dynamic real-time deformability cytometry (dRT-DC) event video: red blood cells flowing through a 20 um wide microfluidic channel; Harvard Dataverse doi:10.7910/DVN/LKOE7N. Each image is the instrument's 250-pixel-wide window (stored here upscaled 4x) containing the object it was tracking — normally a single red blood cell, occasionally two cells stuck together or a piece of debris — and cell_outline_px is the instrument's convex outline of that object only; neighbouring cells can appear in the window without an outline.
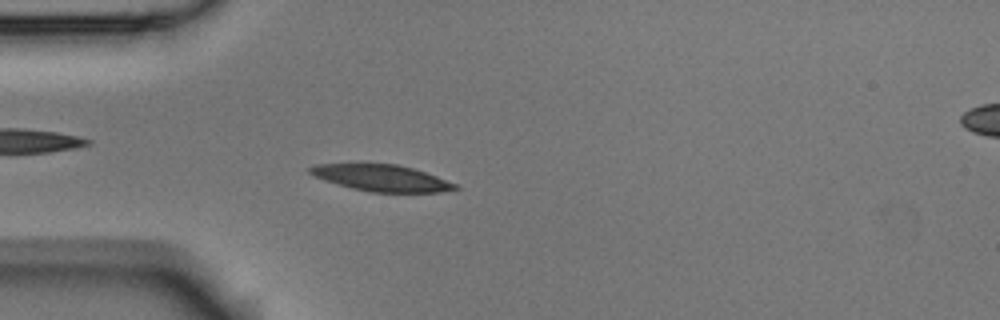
{"species": "Egyptian fruit bat (a non-hibernating species)", "species_latin": "Rousettus aegyptiacus", "temperature_condition": "room temperature", "stored_images_in_passage": 50, "camera_frame_rate_fps": 3000, "um_per_image_px": 0.085, "animal": {"sex": "male"}, "frame": {"image": 1, "passage_image": 11, "time_ms": 3.333, "image_size_px": [1000, 320], "cell_outline_px": [[460, 188], [440, 192], [368, 192], [352, 188], [324, 180], [312, 176], [308, 172], [308, 168], [316, 164], [396, 164], [412, 168], [436, 176], [456, 184]], "centroid_in_image_um": [32.39, 15.13], "position_along_channel_um": 52.6, "area_um2": 22.2}}
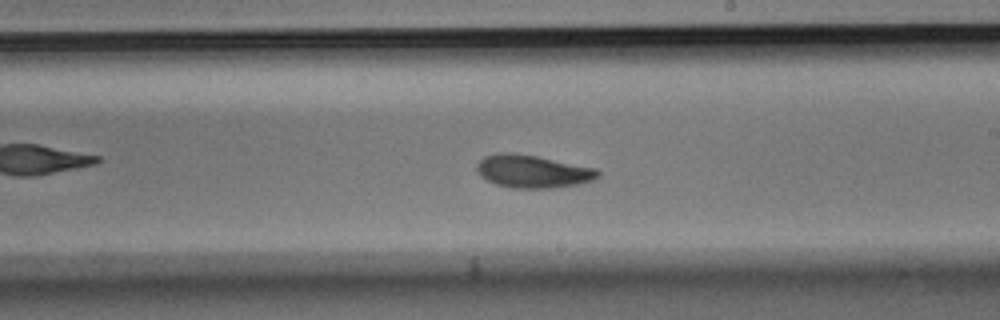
{"frame": {"image": 2, "passage_image": 27, "time_ms": 8.667, "image_size_px": [1000, 320], "cell_outline_px": [[600, 176], [592, 180], [580, 184], [552, 188], [512, 188], [496, 184], [488, 180], [476, 168], [476, 164], [484, 156], [496, 152], [512, 152], [536, 156], [596, 168], [600, 172]], "centroid_in_image_um": [45.3, 14.56], "position_along_channel_um": 243.7, "area_um2": 23.12}}
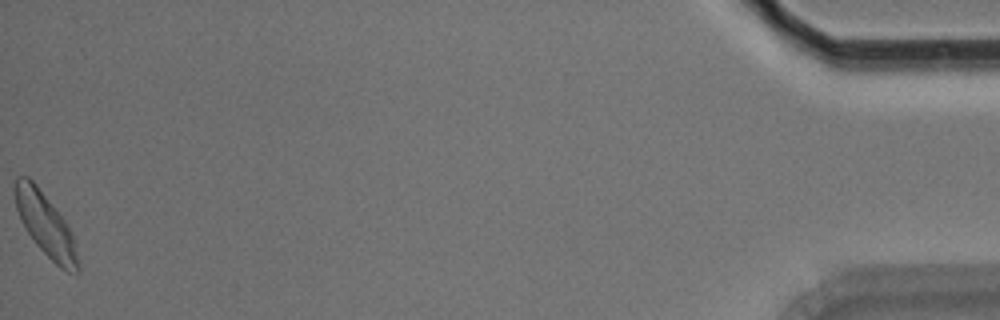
{"frame": {"image": 3, "passage_image": 50, "time_ms": 16.333, "image_size_px": [1000, 320], "cell_outline_px": [[80, 272], [68, 272], [60, 268], [36, 244], [20, 220], [16, 208], [12, 192], [16, 176], [28, 176], [36, 184], [64, 220], [72, 232], [80, 268]], "centroid_in_image_um": [3.84, 19.07], "position_along_channel_um": 431.4, "area_um2": 23.0}, "authors_computed_cell_mechanics": {"area_um2": 22.5998, "velocity_mm_per_s": 3.7335, "shape_relaxation_time_tau1_ms": 3.579, "shape_relaxation_time_tau2_ms": 3.4078, "deformation_change_tau1": 0.1227, "deformation_change_tau2": 0.0879}}